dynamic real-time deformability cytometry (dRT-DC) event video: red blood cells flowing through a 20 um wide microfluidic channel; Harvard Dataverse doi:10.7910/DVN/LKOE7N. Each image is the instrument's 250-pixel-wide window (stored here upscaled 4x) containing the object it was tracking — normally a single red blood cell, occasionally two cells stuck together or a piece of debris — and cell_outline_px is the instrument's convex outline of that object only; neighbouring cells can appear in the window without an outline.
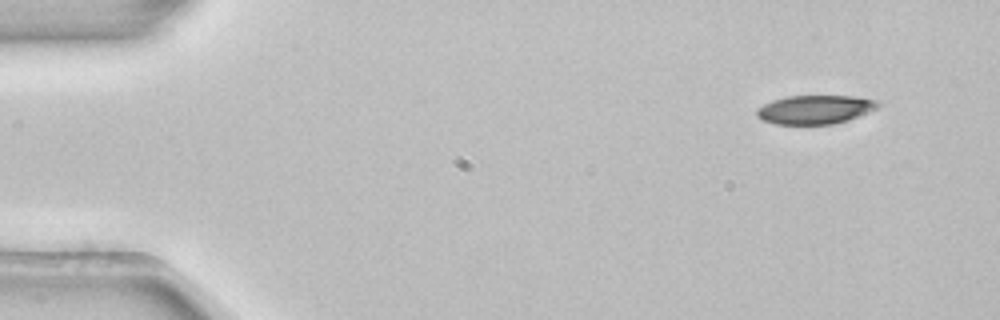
{"species": "common noctule bat (a hibernating species)", "species_latin": "Nyctalus noctula", "temperature_condition": "room temperature", "stored_images_in_passage": 3, "camera_frame_rate_fps": 3000, "um_per_image_px": 0.085, "animal": {"sex": "female", "body_mass_g": 22.7, "forearm_length_mm": 54.2}, "frame": {"image": 1, "passage_image": 1, "time_ms": 0.0, "image_size_px": [1000, 320], "cell_outline_px": [[880, 104], [876, 108], [868, 112], [848, 120], [832, 124], [776, 124], [764, 120], [756, 116], [756, 108], [772, 100], [788, 96], [856, 96], [876, 100]], "centroid_in_image_um": [69.26, 9.3], "position_along_channel_um": 15.7, "area_um2": 20.23}}